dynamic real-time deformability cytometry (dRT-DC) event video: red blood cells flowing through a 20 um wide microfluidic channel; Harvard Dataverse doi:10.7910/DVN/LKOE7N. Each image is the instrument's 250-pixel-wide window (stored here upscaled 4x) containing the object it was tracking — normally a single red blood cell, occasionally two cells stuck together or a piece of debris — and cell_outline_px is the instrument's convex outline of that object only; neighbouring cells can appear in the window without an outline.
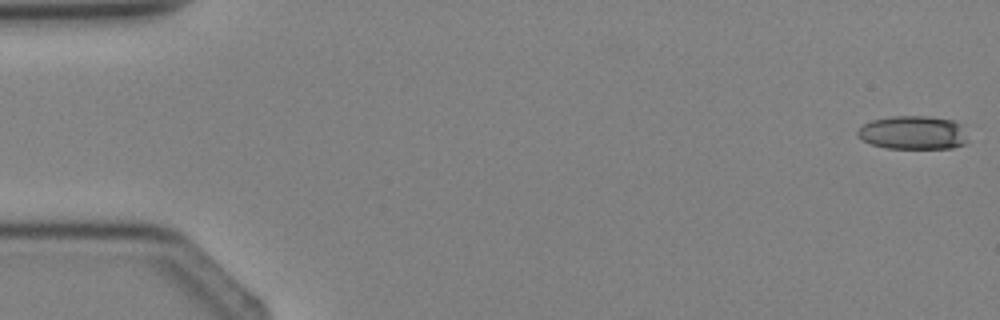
{"species": "Egyptian fruit bat (a non-hibernating species)", "species_latin": "Rousettus aegyptiacus", "temperature_condition": "cold", "stored_images_in_passage": 3, "camera_frame_rate_fps": 3000, "um_per_image_px": 0.085, "animal": {"sex": "female"}, "frame": {"image": 1, "passage_image": 1, "time_ms": 0.0, "image_size_px": [1000, 320], "cell_outline_px": [[968, 140], [964, 144], [952, 148], [884, 148], [872, 144], [856, 136], [856, 132], [864, 124], [872, 120], [892, 116], [928, 116], [956, 120], [964, 124]], "centroid_in_image_um": [77.67, 11.26], "position_along_channel_um": 7.3, "area_um2": 21.91}}